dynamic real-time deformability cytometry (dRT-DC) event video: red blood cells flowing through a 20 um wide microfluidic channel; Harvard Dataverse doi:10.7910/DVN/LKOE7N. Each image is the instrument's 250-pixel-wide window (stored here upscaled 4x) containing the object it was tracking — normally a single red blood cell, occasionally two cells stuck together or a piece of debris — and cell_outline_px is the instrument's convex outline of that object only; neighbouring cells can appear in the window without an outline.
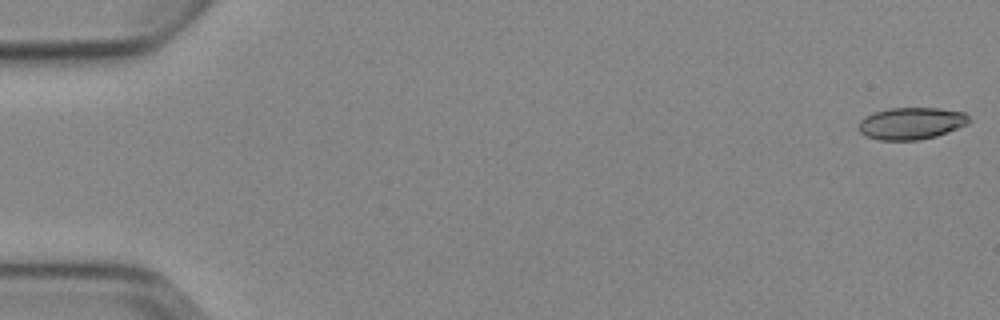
{"species": "Egyptian fruit bat (a non-hibernating species)", "species_latin": "Rousettus aegyptiacus", "temperature_condition": "cold", "stored_images_in_passage": 9, "camera_frame_rate_fps": 3000, "um_per_image_px": 0.085, "animal": {"sex": "female"}, "frame": {"image": 1, "passage_image": 1, "time_ms": 0.0, "image_size_px": [1000, 320], "cell_outline_px": [[972, 120], [968, 124], [948, 132], [936, 136], [916, 140], [880, 140], [864, 136], [856, 128], [860, 120], [864, 116], [888, 108], [940, 108], [964, 112]], "centroid_in_image_um": [77.44, 10.48], "position_along_channel_um": 7.6, "area_um2": 20.81}}
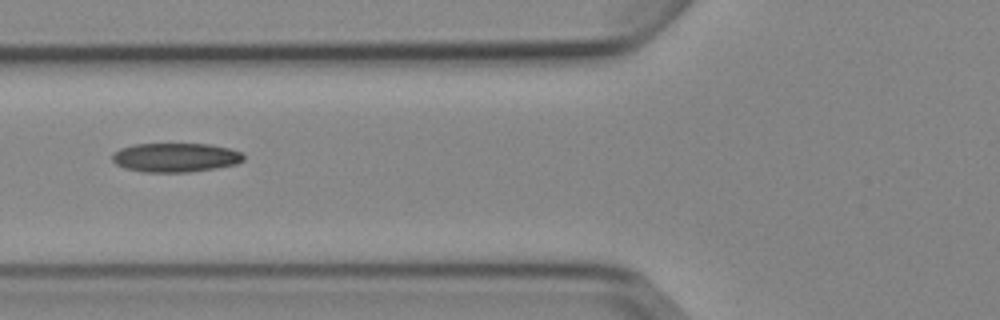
{"frame": {"image": 2, "passage_image": 6, "time_ms": 6.667, "image_size_px": [1000, 320], "cell_outline_px": [[244, 160], [236, 164], [216, 168], [188, 172], [144, 172], [124, 168], [116, 164], [112, 160], [112, 152], [120, 148], [132, 144], [208, 144], [228, 148], [240, 152], [244, 156]], "centroid_in_image_um": [14.87, 13.38], "position_along_channel_um": 110.9, "area_um2": 22.31}}
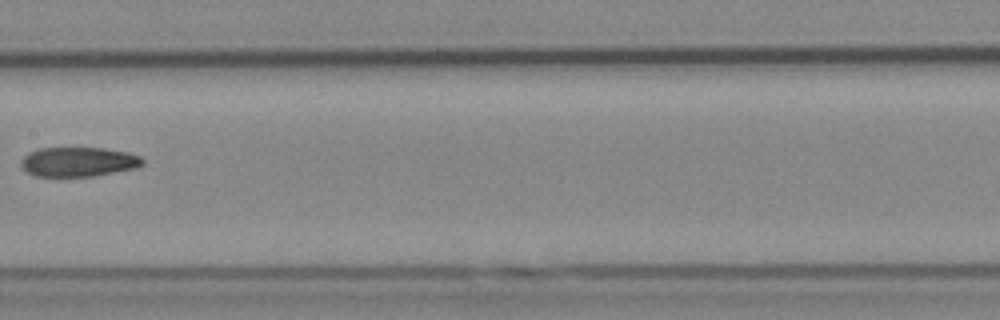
{"frame": {"image": 3, "passage_image": 8, "time_ms": 9.0, "image_size_px": [1000, 320], "cell_outline_px": [[144, 164], [136, 168], [92, 176], [36, 176], [28, 172], [20, 164], [20, 160], [28, 152], [40, 148], [104, 148], [128, 152], [140, 156], [144, 160]], "centroid_in_image_um": [6.67, 13.74], "position_along_channel_um": 200.7, "area_um2": 20.87}}